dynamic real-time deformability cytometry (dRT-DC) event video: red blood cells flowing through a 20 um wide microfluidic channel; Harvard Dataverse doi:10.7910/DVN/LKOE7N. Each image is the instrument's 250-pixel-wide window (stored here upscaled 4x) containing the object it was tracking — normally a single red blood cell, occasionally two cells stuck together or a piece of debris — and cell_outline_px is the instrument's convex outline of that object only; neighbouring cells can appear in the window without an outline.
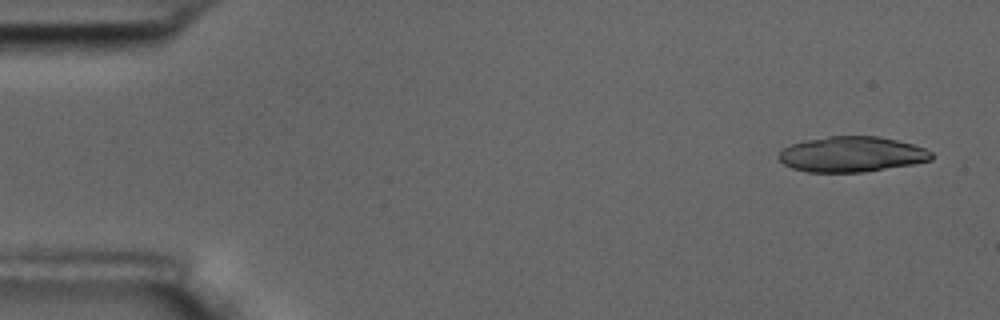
{"species": "common noctule bat (a hibernating species)", "species_latin": "Nyctalus noctula", "temperature_condition": "room temperature", "stored_images_in_passage": 5, "camera_frame_rate_fps": 3000, "um_per_image_px": 0.085, "animal": {"sex": "male", "body_mass_g": 17.5, "forearm_length_mm": 52.3}, "frame": {"image": 1, "passage_image": 1, "time_ms": 0.0, "image_size_px": [1000, 320], "cell_outline_px": [[932, 160], [912, 164], [864, 172], [808, 172], [792, 168], [784, 164], [780, 160], [780, 152], [784, 148], [792, 144], [804, 140], [828, 136], [876, 136], [896, 140], [912, 144], [924, 148], [932, 152]], "centroid_in_image_um": [72.4, 13.11], "position_along_channel_um": 12.6, "area_um2": 31.33}}